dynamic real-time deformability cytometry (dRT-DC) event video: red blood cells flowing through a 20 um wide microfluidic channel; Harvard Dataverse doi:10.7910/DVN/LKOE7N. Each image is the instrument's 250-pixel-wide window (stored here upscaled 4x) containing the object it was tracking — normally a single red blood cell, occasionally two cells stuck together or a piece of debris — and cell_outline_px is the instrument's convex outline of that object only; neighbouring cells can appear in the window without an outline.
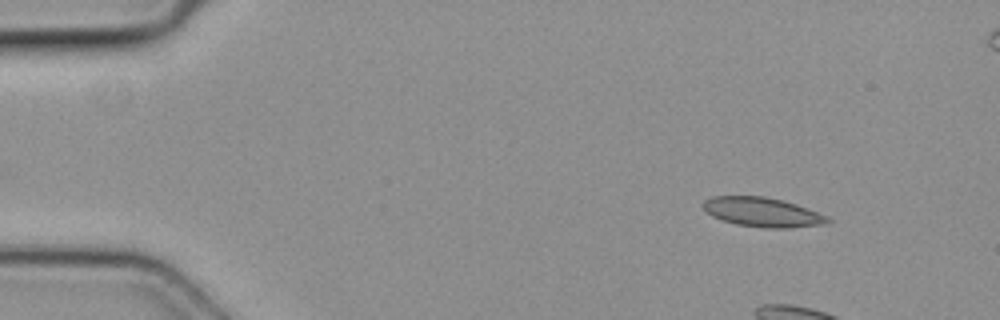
{"species": "common noctule bat (a hibernating species)", "species_latin": "Nyctalus noctula", "temperature_condition": "cold", "stored_images_in_passage": 5, "camera_frame_rate_fps": 3000, "um_per_image_px": 0.085, "animal": {"sex": "female", "body_mass_g": 19.3, "forearm_length_mm": 54.1}, "frame": {"image": 1, "passage_image": 1, "time_ms": 0.0, "image_size_px": [1000, 320], "cell_outline_px": [[832, 220], [824, 224], [788, 228], [764, 228], [736, 224], [712, 216], [700, 204], [704, 200], [712, 196], [764, 196], [784, 200], [808, 208], [828, 216]], "centroid_in_image_um": [64.82, 18.02], "position_along_channel_um": 20.2, "area_um2": 21.39}}